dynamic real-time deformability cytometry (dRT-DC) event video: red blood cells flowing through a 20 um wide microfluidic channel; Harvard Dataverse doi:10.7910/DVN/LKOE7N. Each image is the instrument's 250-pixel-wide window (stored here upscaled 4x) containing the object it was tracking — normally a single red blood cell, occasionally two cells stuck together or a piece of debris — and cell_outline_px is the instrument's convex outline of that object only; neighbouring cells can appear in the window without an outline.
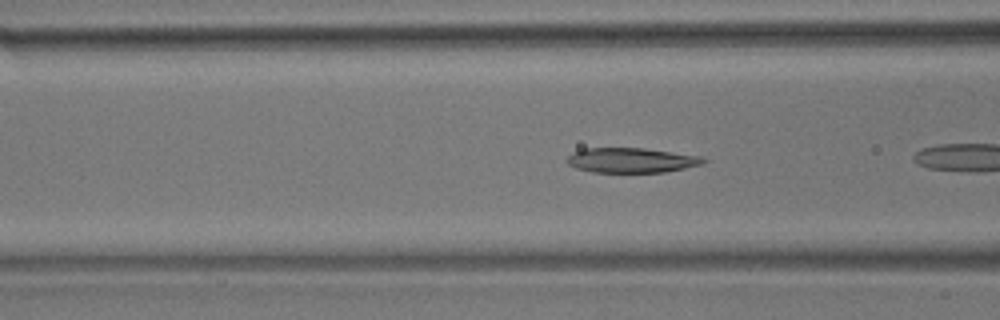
{"species": "common noctule bat (a hibernating species)", "species_latin": "Nyctalus noctula", "temperature_condition": "room temperature", "stored_images_in_passage": 8, "camera_frame_rate_fps": 3000, "um_per_image_px": 0.085, "animal": {"sex": "male", "body_mass_g": 17.9}, "frame": {"image": 1, "passage_image": 4, "time_ms": 1.0, "image_size_px": [1000, 320], "cell_outline_px": [[708, 160], [704, 164], [664, 172], [592, 172], [576, 168], [568, 164], [564, 160], [572, 152], [584, 148], [644, 148], [700, 156]], "centroid_in_image_um": [53.64, 13.62], "position_along_channel_um": 113.0, "area_um2": 19.83}}